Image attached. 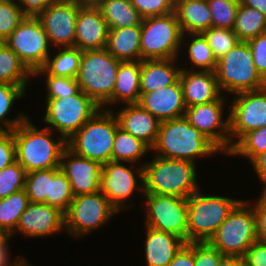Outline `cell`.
Instances as JSON below:
<instances>
[{"mask_svg": "<svg viewBox=\"0 0 266 266\" xmlns=\"http://www.w3.org/2000/svg\"><path fill=\"white\" fill-rule=\"evenodd\" d=\"M33 74L21 62L18 55L4 42H0V83L27 87Z\"/></svg>", "mask_w": 266, "mask_h": 266, "instance_id": "4dcf8cb0", "label": "cell"}, {"mask_svg": "<svg viewBox=\"0 0 266 266\" xmlns=\"http://www.w3.org/2000/svg\"><path fill=\"white\" fill-rule=\"evenodd\" d=\"M117 213L119 212L101 191L77 195L64 214L65 232L77 239L87 236L107 224Z\"/></svg>", "mask_w": 266, "mask_h": 266, "instance_id": "8fae6325", "label": "cell"}, {"mask_svg": "<svg viewBox=\"0 0 266 266\" xmlns=\"http://www.w3.org/2000/svg\"><path fill=\"white\" fill-rule=\"evenodd\" d=\"M234 95L228 109L231 149L248 132L266 126V88Z\"/></svg>", "mask_w": 266, "mask_h": 266, "instance_id": "5bb4252c", "label": "cell"}, {"mask_svg": "<svg viewBox=\"0 0 266 266\" xmlns=\"http://www.w3.org/2000/svg\"><path fill=\"white\" fill-rule=\"evenodd\" d=\"M263 192L260 194V197L266 202V186L262 187Z\"/></svg>", "mask_w": 266, "mask_h": 266, "instance_id": "6125c7cd", "label": "cell"}, {"mask_svg": "<svg viewBox=\"0 0 266 266\" xmlns=\"http://www.w3.org/2000/svg\"><path fill=\"white\" fill-rule=\"evenodd\" d=\"M81 7L68 0H59L37 17L53 47H74L77 14Z\"/></svg>", "mask_w": 266, "mask_h": 266, "instance_id": "e0dca14e", "label": "cell"}, {"mask_svg": "<svg viewBox=\"0 0 266 266\" xmlns=\"http://www.w3.org/2000/svg\"><path fill=\"white\" fill-rule=\"evenodd\" d=\"M73 198L71 185L65 173L60 167L51 168V188L50 196H47V204L56 207L65 214Z\"/></svg>", "mask_w": 266, "mask_h": 266, "instance_id": "8d00e7d4", "label": "cell"}, {"mask_svg": "<svg viewBox=\"0 0 266 266\" xmlns=\"http://www.w3.org/2000/svg\"><path fill=\"white\" fill-rule=\"evenodd\" d=\"M34 74L43 68L50 56V42L38 18L26 17L4 41Z\"/></svg>", "mask_w": 266, "mask_h": 266, "instance_id": "7c38bea8", "label": "cell"}, {"mask_svg": "<svg viewBox=\"0 0 266 266\" xmlns=\"http://www.w3.org/2000/svg\"><path fill=\"white\" fill-rule=\"evenodd\" d=\"M46 76V98H62L76 94L80 89L75 78L54 76L48 74L43 68L37 70L33 77Z\"/></svg>", "mask_w": 266, "mask_h": 266, "instance_id": "b9f144b4", "label": "cell"}, {"mask_svg": "<svg viewBox=\"0 0 266 266\" xmlns=\"http://www.w3.org/2000/svg\"><path fill=\"white\" fill-rule=\"evenodd\" d=\"M153 157L151 161L142 164L144 193L187 199L195 191L201 189L197 182L195 163L155 155Z\"/></svg>", "mask_w": 266, "mask_h": 266, "instance_id": "3957f363", "label": "cell"}, {"mask_svg": "<svg viewBox=\"0 0 266 266\" xmlns=\"http://www.w3.org/2000/svg\"><path fill=\"white\" fill-rule=\"evenodd\" d=\"M183 32L175 12L144 18L141 23V61L179 58Z\"/></svg>", "mask_w": 266, "mask_h": 266, "instance_id": "ba28073f", "label": "cell"}, {"mask_svg": "<svg viewBox=\"0 0 266 266\" xmlns=\"http://www.w3.org/2000/svg\"><path fill=\"white\" fill-rule=\"evenodd\" d=\"M168 266H195L194 242L185 243L175 254Z\"/></svg>", "mask_w": 266, "mask_h": 266, "instance_id": "f5cc1de1", "label": "cell"}, {"mask_svg": "<svg viewBox=\"0 0 266 266\" xmlns=\"http://www.w3.org/2000/svg\"><path fill=\"white\" fill-rule=\"evenodd\" d=\"M256 217L257 239L266 243V202L259 196L258 201L253 203Z\"/></svg>", "mask_w": 266, "mask_h": 266, "instance_id": "816d5d0a", "label": "cell"}, {"mask_svg": "<svg viewBox=\"0 0 266 266\" xmlns=\"http://www.w3.org/2000/svg\"><path fill=\"white\" fill-rule=\"evenodd\" d=\"M232 30L240 41L247 42L266 32L265 15L255 8L240 3Z\"/></svg>", "mask_w": 266, "mask_h": 266, "instance_id": "1f68e13d", "label": "cell"}, {"mask_svg": "<svg viewBox=\"0 0 266 266\" xmlns=\"http://www.w3.org/2000/svg\"><path fill=\"white\" fill-rule=\"evenodd\" d=\"M212 27L233 29L240 0H207Z\"/></svg>", "mask_w": 266, "mask_h": 266, "instance_id": "60d3db41", "label": "cell"}, {"mask_svg": "<svg viewBox=\"0 0 266 266\" xmlns=\"http://www.w3.org/2000/svg\"><path fill=\"white\" fill-rule=\"evenodd\" d=\"M65 231L64 213L46 203H29L26 210L21 214L16 232L27 237H45Z\"/></svg>", "mask_w": 266, "mask_h": 266, "instance_id": "ac0fdd59", "label": "cell"}, {"mask_svg": "<svg viewBox=\"0 0 266 266\" xmlns=\"http://www.w3.org/2000/svg\"><path fill=\"white\" fill-rule=\"evenodd\" d=\"M178 59L142 60L140 70L141 95L174 84L179 79L182 69V67L175 65Z\"/></svg>", "mask_w": 266, "mask_h": 266, "instance_id": "d4e9b609", "label": "cell"}, {"mask_svg": "<svg viewBox=\"0 0 266 266\" xmlns=\"http://www.w3.org/2000/svg\"><path fill=\"white\" fill-rule=\"evenodd\" d=\"M60 169L70 182L74 197L100 191L102 165L99 162L78 156L66 148L61 157Z\"/></svg>", "mask_w": 266, "mask_h": 266, "instance_id": "d6986e66", "label": "cell"}, {"mask_svg": "<svg viewBox=\"0 0 266 266\" xmlns=\"http://www.w3.org/2000/svg\"><path fill=\"white\" fill-rule=\"evenodd\" d=\"M148 152H151V148L146 143L120 127L117 128L112 147V161L132 163V167Z\"/></svg>", "mask_w": 266, "mask_h": 266, "instance_id": "f546056e", "label": "cell"}, {"mask_svg": "<svg viewBox=\"0 0 266 266\" xmlns=\"http://www.w3.org/2000/svg\"><path fill=\"white\" fill-rule=\"evenodd\" d=\"M257 240L252 202L243 199L233 208L208 242L224 256L243 258Z\"/></svg>", "mask_w": 266, "mask_h": 266, "instance_id": "52a82bcc", "label": "cell"}, {"mask_svg": "<svg viewBox=\"0 0 266 266\" xmlns=\"http://www.w3.org/2000/svg\"><path fill=\"white\" fill-rule=\"evenodd\" d=\"M145 256L148 266H168L186 243L177 235L146 226Z\"/></svg>", "mask_w": 266, "mask_h": 266, "instance_id": "cb8c5ba5", "label": "cell"}, {"mask_svg": "<svg viewBox=\"0 0 266 266\" xmlns=\"http://www.w3.org/2000/svg\"><path fill=\"white\" fill-rule=\"evenodd\" d=\"M190 38L188 49V57L192 68L195 67L200 71H215L217 67V60L213 55L212 49L202 33L183 34L182 43H185V37ZM190 36V37H189Z\"/></svg>", "mask_w": 266, "mask_h": 266, "instance_id": "d590c367", "label": "cell"}, {"mask_svg": "<svg viewBox=\"0 0 266 266\" xmlns=\"http://www.w3.org/2000/svg\"><path fill=\"white\" fill-rule=\"evenodd\" d=\"M215 73L221 93L234 95L263 88V78L253 63L249 44L244 41L217 60Z\"/></svg>", "mask_w": 266, "mask_h": 266, "instance_id": "9c48e42d", "label": "cell"}, {"mask_svg": "<svg viewBox=\"0 0 266 266\" xmlns=\"http://www.w3.org/2000/svg\"><path fill=\"white\" fill-rule=\"evenodd\" d=\"M29 203L25 189L0 199V228L9 236L16 229L20 216Z\"/></svg>", "mask_w": 266, "mask_h": 266, "instance_id": "836d02e7", "label": "cell"}, {"mask_svg": "<svg viewBox=\"0 0 266 266\" xmlns=\"http://www.w3.org/2000/svg\"><path fill=\"white\" fill-rule=\"evenodd\" d=\"M9 235L5 233L1 228H0V244L8 237Z\"/></svg>", "mask_w": 266, "mask_h": 266, "instance_id": "91938a15", "label": "cell"}, {"mask_svg": "<svg viewBox=\"0 0 266 266\" xmlns=\"http://www.w3.org/2000/svg\"><path fill=\"white\" fill-rule=\"evenodd\" d=\"M45 126L68 140L76 133L101 107L84 92L62 98H46Z\"/></svg>", "mask_w": 266, "mask_h": 266, "instance_id": "30bf717a", "label": "cell"}, {"mask_svg": "<svg viewBox=\"0 0 266 266\" xmlns=\"http://www.w3.org/2000/svg\"><path fill=\"white\" fill-rule=\"evenodd\" d=\"M141 61L120 62L115 87L111 96V105L138 103L140 91Z\"/></svg>", "mask_w": 266, "mask_h": 266, "instance_id": "83f0119b", "label": "cell"}, {"mask_svg": "<svg viewBox=\"0 0 266 266\" xmlns=\"http://www.w3.org/2000/svg\"><path fill=\"white\" fill-rule=\"evenodd\" d=\"M26 171L16 161L0 171V199L25 189Z\"/></svg>", "mask_w": 266, "mask_h": 266, "instance_id": "ee69618b", "label": "cell"}, {"mask_svg": "<svg viewBox=\"0 0 266 266\" xmlns=\"http://www.w3.org/2000/svg\"><path fill=\"white\" fill-rule=\"evenodd\" d=\"M26 88L28 87L0 83V131H13L28 118L20 111L14 119H8L7 117L9 112L12 111L11 108L14 106V102L25 96Z\"/></svg>", "mask_w": 266, "mask_h": 266, "instance_id": "e575fe53", "label": "cell"}, {"mask_svg": "<svg viewBox=\"0 0 266 266\" xmlns=\"http://www.w3.org/2000/svg\"><path fill=\"white\" fill-rule=\"evenodd\" d=\"M16 145V161L27 173L50 168H59L67 140L60 134L53 140V130L39 129L29 117L13 131Z\"/></svg>", "mask_w": 266, "mask_h": 266, "instance_id": "6da1fadb", "label": "cell"}, {"mask_svg": "<svg viewBox=\"0 0 266 266\" xmlns=\"http://www.w3.org/2000/svg\"><path fill=\"white\" fill-rule=\"evenodd\" d=\"M135 190L144 193L142 165L136 169L125 166L124 162L110 161L102 165L100 191L118 212L131 208L126 200L136 193Z\"/></svg>", "mask_w": 266, "mask_h": 266, "instance_id": "2e32d148", "label": "cell"}, {"mask_svg": "<svg viewBox=\"0 0 266 266\" xmlns=\"http://www.w3.org/2000/svg\"><path fill=\"white\" fill-rule=\"evenodd\" d=\"M109 28L97 7H81L77 14L74 47L81 51L104 49Z\"/></svg>", "mask_w": 266, "mask_h": 266, "instance_id": "44dd1931", "label": "cell"}, {"mask_svg": "<svg viewBox=\"0 0 266 266\" xmlns=\"http://www.w3.org/2000/svg\"><path fill=\"white\" fill-rule=\"evenodd\" d=\"M162 158L186 160L196 164V158L221 152L183 116L163 121L151 151Z\"/></svg>", "mask_w": 266, "mask_h": 266, "instance_id": "7a4b0ae2", "label": "cell"}, {"mask_svg": "<svg viewBox=\"0 0 266 266\" xmlns=\"http://www.w3.org/2000/svg\"><path fill=\"white\" fill-rule=\"evenodd\" d=\"M241 201L206 195L199 189L187 198V242H206L216 233L229 213Z\"/></svg>", "mask_w": 266, "mask_h": 266, "instance_id": "8992f818", "label": "cell"}, {"mask_svg": "<svg viewBox=\"0 0 266 266\" xmlns=\"http://www.w3.org/2000/svg\"><path fill=\"white\" fill-rule=\"evenodd\" d=\"M25 18L15 0H0V42H4Z\"/></svg>", "mask_w": 266, "mask_h": 266, "instance_id": "7bdbcfd3", "label": "cell"}, {"mask_svg": "<svg viewBox=\"0 0 266 266\" xmlns=\"http://www.w3.org/2000/svg\"><path fill=\"white\" fill-rule=\"evenodd\" d=\"M218 266H244V260L237 256H223L219 260Z\"/></svg>", "mask_w": 266, "mask_h": 266, "instance_id": "9f6ffc18", "label": "cell"}, {"mask_svg": "<svg viewBox=\"0 0 266 266\" xmlns=\"http://www.w3.org/2000/svg\"><path fill=\"white\" fill-rule=\"evenodd\" d=\"M51 168L26 173L25 190L31 203H46L50 196Z\"/></svg>", "mask_w": 266, "mask_h": 266, "instance_id": "f35d334b", "label": "cell"}, {"mask_svg": "<svg viewBox=\"0 0 266 266\" xmlns=\"http://www.w3.org/2000/svg\"><path fill=\"white\" fill-rule=\"evenodd\" d=\"M240 3L257 9L265 15L266 18V0H240Z\"/></svg>", "mask_w": 266, "mask_h": 266, "instance_id": "6f0895ef", "label": "cell"}, {"mask_svg": "<svg viewBox=\"0 0 266 266\" xmlns=\"http://www.w3.org/2000/svg\"><path fill=\"white\" fill-rule=\"evenodd\" d=\"M223 256L208 241L194 242L195 266H218L219 260Z\"/></svg>", "mask_w": 266, "mask_h": 266, "instance_id": "bcb514c9", "label": "cell"}, {"mask_svg": "<svg viewBox=\"0 0 266 266\" xmlns=\"http://www.w3.org/2000/svg\"><path fill=\"white\" fill-rule=\"evenodd\" d=\"M263 88H266V76L263 78Z\"/></svg>", "mask_w": 266, "mask_h": 266, "instance_id": "be15d7a7", "label": "cell"}, {"mask_svg": "<svg viewBox=\"0 0 266 266\" xmlns=\"http://www.w3.org/2000/svg\"><path fill=\"white\" fill-rule=\"evenodd\" d=\"M11 236H8L1 244H0V266H17L24 257H15L16 260H12L13 262H10V252L8 251V240L10 241Z\"/></svg>", "mask_w": 266, "mask_h": 266, "instance_id": "11a10c76", "label": "cell"}, {"mask_svg": "<svg viewBox=\"0 0 266 266\" xmlns=\"http://www.w3.org/2000/svg\"><path fill=\"white\" fill-rule=\"evenodd\" d=\"M120 62L106 48L82 51L76 77L79 89L103 109L111 105Z\"/></svg>", "mask_w": 266, "mask_h": 266, "instance_id": "5b68a950", "label": "cell"}, {"mask_svg": "<svg viewBox=\"0 0 266 266\" xmlns=\"http://www.w3.org/2000/svg\"><path fill=\"white\" fill-rule=\"evenodd\" d=\"M250 164L254 168L259 180L266 186V151L255 156Z\"/></svg>", "mask_w": 266, "mask_h": 266, "instance_id": "db71d44e", "label": "cell"}, {"mask_svg": "<svg viewBox=\"0 0 266 266\" xmlns=\"http://www.w3.org/2000/svg\"><path fill=\"white\" fill-rule=\"evenodd\" d=\"M244 266H266V243L256 241L243 257Z\"/></svg>", "mask_w": 266, "mask_h": 266, "instance_id": "681fc988", "label": "cell"}, {"mask_svg": "<svg viewBox=\"0 0 266 266\" xmlns=\"http://www.w3.org/2000/svg\"><path fill=\"white\" fill-rule=\"evenodd\" d=\"M142 18L163 16L174 12V0H131Z\"/></svg>", "mask_w": 266, "mask_h": 266, "instance_id": "f6af8a7d", "label": "cell"}, {"mask_svg": "<svg viewBox=\"0 0 266 266\" xmlns=\"http://www.w3.org/2000/svg\"><path fill=\"white\" fill-rule=\"evenodd\" d=\"M138 104L160 122L183 117L186 110L179 79L169 86L143 93Z\"/></svg>", "mask_w": 266, "mask_h": 266, "instance_id": "ffe728a7", "label": "cell"}, {"mask_svg": "<svg viewBox=\"0 0 266 266\" xmlns=\"http://www.w3.org/2000/svg\"><path fill=\"white\" fill-rule=\"evenodd\" d=\"M17 266H32V264H30L27 259H23Z\"/></svg>", "mask_w": 266, "mask_h": 266, "instance_id": "94428289", "label": "cell"}, {"mask_svg": "<svg viewBox=\"0 0 266 266\" xmlns=\"http://www.w3.org/2000/svg\"><path fill=\"white\" fill-rule=\"evenodd\" d=\"M96 7L103 15L109 29L141 25L143 20L131 0H103Z\"/></svg>", "mask_w": 266, "mask_h": 266, "instance_id": "f1b7e54d", "label": "cell"}, {"mask_svg": "<svg viewBox=\"0 0 266 266\" xmlns=\"http://www.w3.org/2000/svg\"><path fill=\"white\" fill-rule=\"evenodd\" d=\"M182 68L179 76L184 103L187 107L217 100L221 93L215 71Z\"/></svg>", "mask_w": 266, "mask_h": 266, "instance_id": "7402d4cb", "label": "cell"}, {"mask_svg": "<svg viewBox=\"0 0 266 266\" xmlns=\"http://www.w3.org/2000/svg\"><path fill=\"white\" fill-rule=\"evenodd\" d=\"M68 1H71L75 3L76 5H79L82 7H86V6L96 7L103 0H68Z\"/></svg>", "mask_w": 266, "mask_h": 266, "instance_id": "680465c9", "label": "cell"}, {"mask_svg": "<svg viewBox=\"0 0 266 266\" xmlns=\"http://www.w3.org/2000/svg\"><path fill=\"white\" fill-rule=\"evenodd\" d=\"M112 111L122 130L142 140L150 148L154 146L161 124L155 116L138 103L125 104L121 110Z\"/></svg>", "mask_w": 266, "mask_h": 266, "instance_id": "603a6c76", "label": "cell"}, {"mask_svg": "<svg viewBox=\"0 0 266 266\" xmlns=\"http://www.w3.org/2000/svg\"><path fill=\"white\" fill-rule=\"evenodd\" d=\"M202 34L212 49L216 60H219L240 42L237 34L232 29L210 27Z\"/></svg>", "mask_w": 266, "mask_h": 266, "instance_id": "ab89813d", "label": "cell"}, {"mask_svg": "<svg viewBox=\"0 0 266 266\" xmlns=\"http://www.w3.org/2000/svg\"><path fill=\"white\" fill-rule=\"evenodd\" d=\"M16 162V145L12 131H0V171Z\"/></svg>", "mask_w": 266, "mask_h": 266, "instance_id": "c3c4849f", "label": "cell"}, {"mask_svg": "<svg viewBox=\"0 0 266 266\" xmlns=\"http://www.w3.org/2000/svg\"><path fill=\"white\" fill-rule=\"evenodd\" d=\"M226 95L217 100L187 107L184 117L210 140L223 154L231 151L229 113L223 118ZM226 99V100H225Z\"/></svg>", "mask_w": 266, "mask_h": 266, "instance_id": "9a60e30c", "label": "cell"}, {"mask_svg": "<svg viewBox=\"0 0 266 266\" xmlns=\"http://www.w3.org/2000/svg\"><path fill=\"white\" fill-rule=\"evenodd\" d=\"M58 50L55 56L48 57L43 69L50 75L76 79L82 51L76 47H58Z\"/></svg>", "mask_w": 266, "mask_h": 266, "instance_id": "d6a6232c", "label": "cell"}, {"mask_svg": "<svg viewBox=\"0 0 266 266\" xmlns=\"http://www.w3.org/2000/svg\"><path fill=\"white\" fill-rule=\"evenodd\" d=\"M145 197V226L179 236L187 243V199L142 193Z\"/></svg>", "mask_w": 266, "mask_h": 266, "instance_id": "4fadbf2b", "label": "cell"}, {"mask_svg": "<svg viewBox=\"0 0 266 266\" xmlns=\"http://www.w3.org/2000/svg\"><path fill=\"white\" fill-rule=\"evenodd\" d=\"M266 151V126L245 134L227 155L243 156L251 161L255 156Z\"/></svg>", "mask_w": 266, "mask_h": 266, "instance_id": "74e56055", "label": "cell"}, {"mask_svg": "<svg viewBox=\"0 0 266 266\" xmlns=\"http://www.w3.org/2000/svg\"><path fill=\"white\" fill-rule=\"evenodd\" d=\"M141 25L109 29L107 51L121 62L141 61Z\"/></svg>", "mask_w": 266, "mask_h": 266, "instance_id": "4316f807", "label": "cell"}, {"mask_svg": "<svg viewBox=\"0 0 266 266\" xmlns=\"http://www.w3.org/2000/svg\"><path fill=\"white\" fill-rule=\"evenodd\" d=\"M252 53L253 63L260 76H266V32L247 41Z\"/></svg>", "mask_w": 266, "mask_h": 266, "instance_id": "7dc6e473", "label": "cell"}, {"mask_svg": "<svg viewBox=\"0 0 266 266\" xmlns=\"http://www.w3.org/2000/svg\"><path fill=\"white\" fill-rule=\"evenodd\" d=\"M118 127L112 109L100 108L67 140V148L78 156L106 164L112 161L113 141Z\"/></svg>", "mask_w": 266, "mask_h": 266, "instance_id": "277c9868", "label": "cell"}, {"mask_svg": "<svg viewBox=\"0 0 266 266\" xmlns=\"http://www.w3.org/2000/svg\"><path fill=\"white\" fill-rule=\"evenodd\" d=\"M174 12L183 34L202 33L212 27L207 0H177Z\"/></svg>", "mask_w": 266, "mask_h": 266, "instance_id": "484cf974", "label": "cell"}, {"mask_svg": "<svg viewBox=\"0 0 266 266\" xmlns=\"http://www.w3.org/2000/svg\"><path fill=\"white\" fill-rule=\"evenodd\" d=\"M25 17L37 18L41 12L59 0H15Z\"/></svg>", "mask_w": 266, "mask_h": 266, "instance_id": "f907efd6", "label": "cell"}]
</instances>
